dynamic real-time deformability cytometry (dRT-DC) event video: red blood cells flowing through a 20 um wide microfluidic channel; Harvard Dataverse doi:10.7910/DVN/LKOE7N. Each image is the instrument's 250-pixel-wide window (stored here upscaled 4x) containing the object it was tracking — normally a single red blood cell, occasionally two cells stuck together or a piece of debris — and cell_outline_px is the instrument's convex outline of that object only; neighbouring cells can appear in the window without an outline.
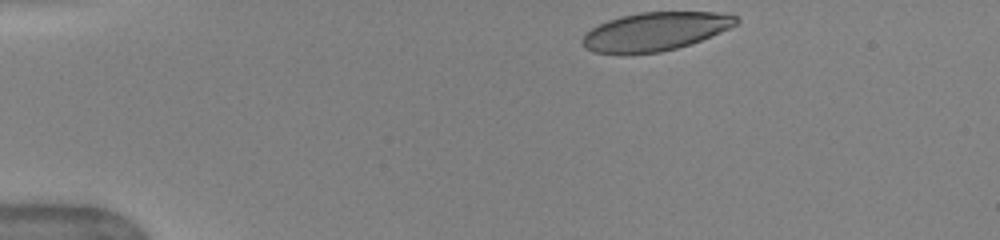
{"species": "human", "species_latin": "Homo sapiens", "temperature_condition": "warm", "stored_images_in_passage": 42, "camera_frame_rate_fps": 3000, "um_per_image_px": 0.085, "donor": {"sex": "female"}, "frame": {"image": 1, "passage_image": 1, "time_ms": 0.0, "image_size_px": [1000, 240], "cell_outline_px": [[740, 20], [736, 24], [720, 32], [700, 40], [676, 48], [660, 52], [624, 56], [596, 52], [588, 48], [580, 40], [592, 28], [608, 20], [620, 16], [640, 12], [732, 12]], "centroid_in_image_um": [55.7, 2.68], "position_along_channel_um": 29.3, "area_um2": 34.68}}
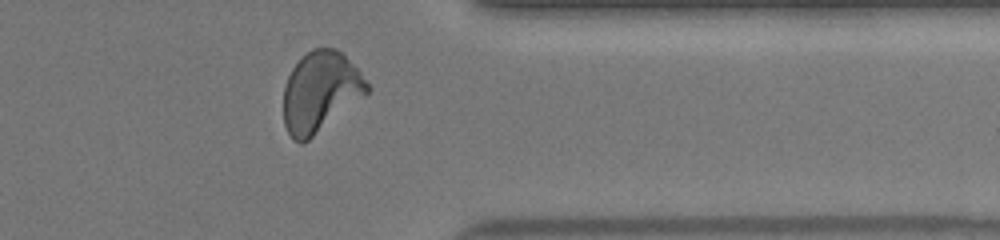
{"frame": {"image": 2, "passage_image": 33, "time_ms": 10.667, "image_size_px": [1000, 240], "cell_outline_px": [[372, 88], [368, 92], [304, 144], [300, 144], [292, 140], [284, 124], [284, 84], [292, 68], [312, 48], [336, 48], [360, 72]], "centroid_in_image_um": [27.21, 7.83], "position_along_channel_um": 384.2, "area_um2": 38.73}}
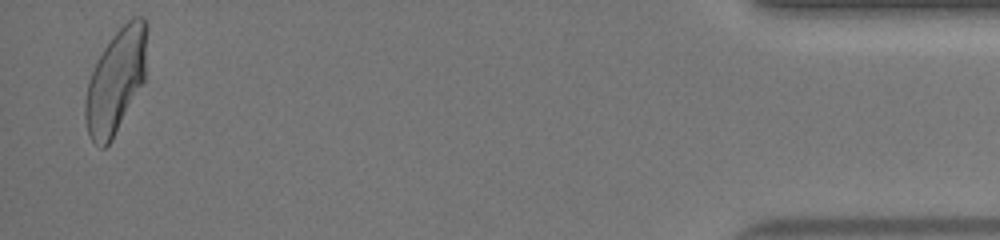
{"frame": {"image": 3, "passage_image": 41, "time_ms": 13.333, "image_size_px": [1000, 240], "cell_outline_px": [[148, 20], [144, 80], [112, 140], [104, 148], [100, 148], [92, 140], [88, 132], [84, 116], [84, 104], [88, 80], [104, 48], [112, 36], [132, 16], [144, 16]], "centroid_in_image_um": [9.85, 6.85], "position_along_channel_um": 425.3, "area_um2": 37.17}, "authors_computed_cell_mechanics": {"area_um2": 37.859, "velocity_mm_per_s": 4.0682, "shape_relaxation_time_tau1_ms": 4.9264, "shape_relaxation_time_tau2_ms": 0.7641, "deformation_change_tau1": 0.2142, "deformation_change_tau2": 0.0648}}